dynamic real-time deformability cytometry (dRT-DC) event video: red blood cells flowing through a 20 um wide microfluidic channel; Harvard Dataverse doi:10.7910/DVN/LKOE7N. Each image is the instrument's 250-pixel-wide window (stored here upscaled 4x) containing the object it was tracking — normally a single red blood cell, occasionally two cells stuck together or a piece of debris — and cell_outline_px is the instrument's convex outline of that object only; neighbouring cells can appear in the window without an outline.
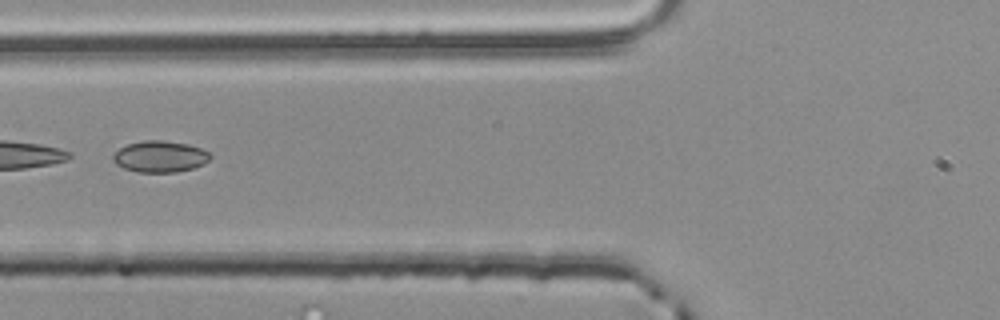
{"species": "common noctule bat (a hibernating species)", "species_latin": "Nyctalus noctula", "temperature_condition": "room temperature", "stored_images_in_passage": 54, "segment_of_instrument_passage": [2, 2], "camera_frame_rate_fps": 3000, "um_per_image_px": 0.085, "animal": {"sex": "male", "body_mass_g": 20.4}, "frame": {"image": 1, "passage_image": 22, "time_ms": 7.0, "image_size_px": [1000, 320], "cell_outline_px": [[212, 156], [204, 164], [192, 168], [176, 172], [136, 172], [124, 168], [116, 164], [112, 160], [112, 156], [120, 148], [128, 144], [144, 140], [164, 140], [188, 144], [200, 148], [208, 152]], "centroid_in_image_um": [13.59, 13.3], "position_along_channel_um": 112.2, "area_um2": 17.74}}
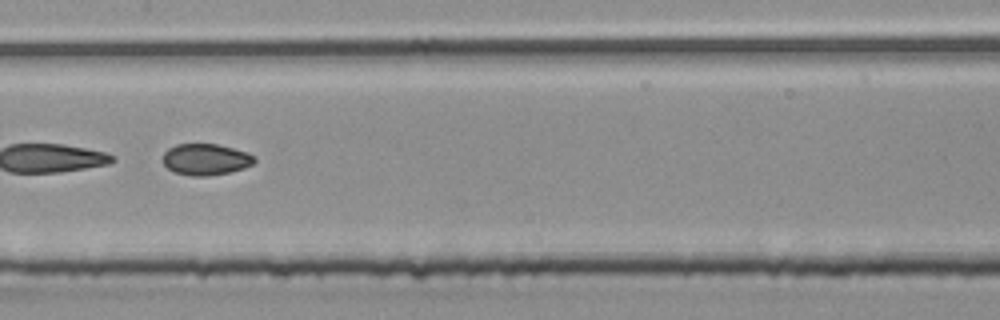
{"frame": {"image": 2, "passage_image": 28, "time_ms": 9.0, "image_size_px": [1000, 320], "cell_outline_px": [[256, 160], [252, 164], [244, 168], [228, 172], [208, 176], [192, 176], [172, 172], [164, 164], [164, 152], [168, 148], [176, 144], [216, 144], [248, 152], [256, 156]], "centroid_in_image_um": [17.49, 13.55], "position_along_channel_um": 189.9, "area_um2": 16.76}}